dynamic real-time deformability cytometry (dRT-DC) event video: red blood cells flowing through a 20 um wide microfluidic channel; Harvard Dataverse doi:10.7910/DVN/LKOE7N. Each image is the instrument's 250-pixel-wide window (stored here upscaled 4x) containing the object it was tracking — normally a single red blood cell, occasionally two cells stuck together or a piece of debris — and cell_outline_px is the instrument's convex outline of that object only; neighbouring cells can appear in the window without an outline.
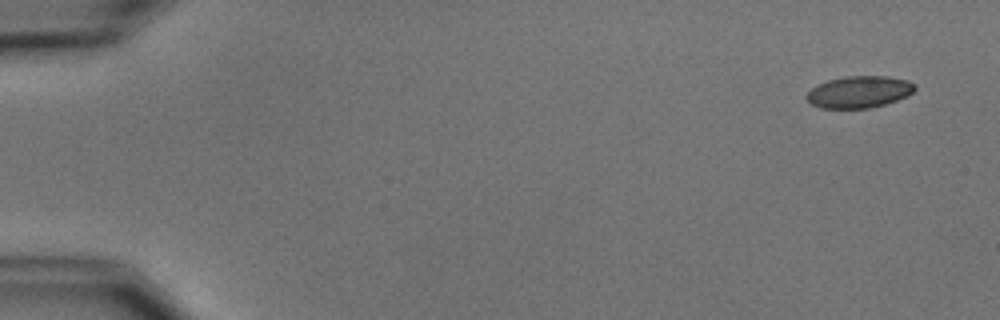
{"species": "common noctule bat (a hibernating species)", "species_latin": "Nyctalus noctula", "temperature_condition": "cold", "stored_images_in_passage": 4, "camera_frame_rate_fps": 3000, "um_per_image_px": 0.085, "animal": {"sex": "male", "body_mass_g": 15.6}, "frame": {"image": 1, "passage_image": 1, "time_ms": 0.0, "image_size_px": [1000, 320], "cell_outline_px": [[916, 88], [908, 96], [884, 104], [868, 108], [820, 108], [812, 104], [804, 96], [812, 88], [828, 80], [844, 76], [888, 76], [908, 80], [916, 84]], "centroid_in_image_um": [73.04, 7.8], "position_along_channel_um": 12.0, "area_um2": 20.06}}
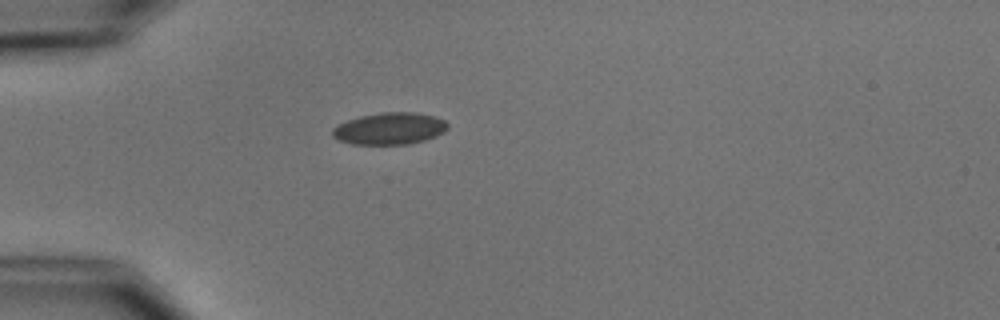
{"frame": {"image": 2, "passage_image": 4, "time_ms": 4.333, "image_size_px": [1000, 320], "cell_outline_px": [[448, 128], [444, 132], [436, 136], [424, 140], [408, 144], [352, 144], [340, 140], [332, 136], [332, 128], [348, 120], [360, 116], [384, 112], [416, 112], [436, 116], [444, 120], [448, 124]], "centroid_in_image_um": [33.15, 10.92], "position_along_channel_um": 51.9, "area_um2": 21.39}}